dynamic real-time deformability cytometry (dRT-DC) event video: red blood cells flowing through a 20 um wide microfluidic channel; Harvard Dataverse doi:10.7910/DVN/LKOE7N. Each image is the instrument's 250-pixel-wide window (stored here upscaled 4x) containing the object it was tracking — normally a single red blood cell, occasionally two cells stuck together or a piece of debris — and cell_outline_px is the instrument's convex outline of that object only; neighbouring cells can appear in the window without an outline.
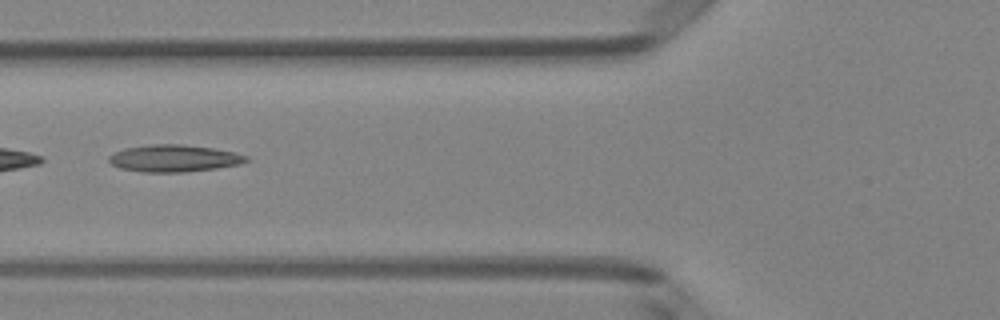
{"species": "Egyptian fruit bat (a non-hibernating species)", "species_latin": "Rousettus aegyptiacus", "temperature_condition": "room temperature", "stored_images_in_passage": 6, "camera_frame_rate_fps": 3000, "um_per_image_px": 0.085, "animal": {"sex": "female"}, "frame": {"image": 1, "passage_image": 6, "time_ms": 1.667, "image_size_px": [1000, 320], "cell_outline_px": [[248, 160], [240, 164], [216, 168], [184, 172], [144, 172], [120, 168], [112, 164], [108, 160], [108, 156], [124, 148], [152, 144], [184, 144], [212, 148], [236, 152], [248, 156]], "centroid_in_image_um": [14.8, 13.45], "position_along_channel_um": 111.0, "area_um2": 21.62}}